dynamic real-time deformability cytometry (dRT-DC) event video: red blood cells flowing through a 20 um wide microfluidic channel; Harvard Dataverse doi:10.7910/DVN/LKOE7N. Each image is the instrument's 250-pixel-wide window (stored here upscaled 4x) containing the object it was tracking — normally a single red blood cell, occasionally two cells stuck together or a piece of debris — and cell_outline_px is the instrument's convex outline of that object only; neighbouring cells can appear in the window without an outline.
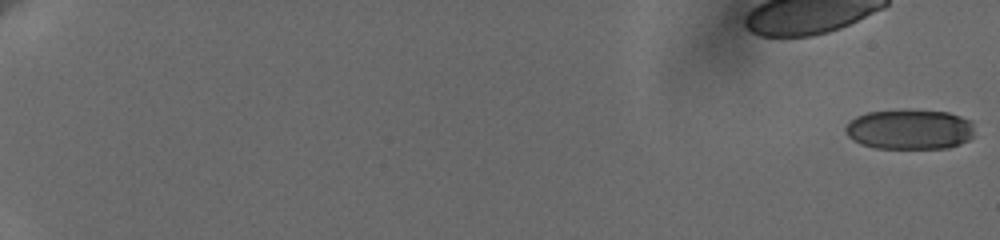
{"species": "human", "species_latin": "Homo sapiens", "temperature_condition": "cold", "stored_images_in_passage": 61, "camera_frame_rate_fps": 3000, "um_per_image_px": 0.085, "donor": {"sex": "female"}, "frame": {"image": 1, "passage_image": 1, "time_ms": 0.0, "image_size_px": [1000, 240], "cell_outline_px": [[972, 136], [968, 140], [960, 144], [948, 148], [876, 148], [860, 144], [852, 140], [848, 136], [844, 128], [856, 116], [868, 112], [948, 112], [972, 120]], "centroid_in_image_um": [77.32, 11.04], "position_along_channel_um": 7.7, "area_um2": 29.42}}
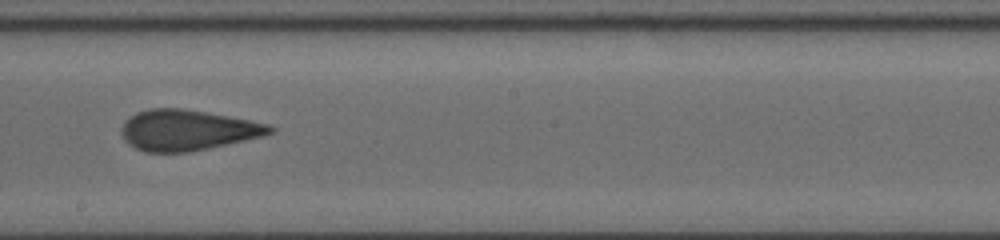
{"frame": {"image": 2, "passage_image": 39, "time_ms": 12.667, "image_size_px": [1000, 240], "cell_outline_px": [[276, 128], [272, 132], [264, 136], [208, 148], [188, 152], [144, 152], [128, 144], [124, 140], [120, 128], [136, 112], [148, 108], [180, 108], [204, 112], [248, 120], [268, 124]], "centroid_in_image_um": [15.91, 11.07], "position_along_channel_um": 232.3, "area_um2": 34.8}}
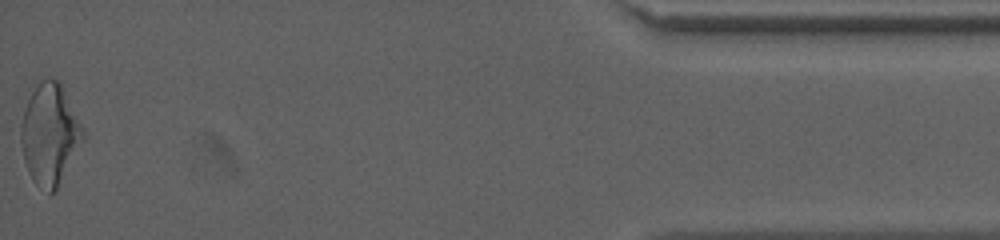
{"frame": {"image": 3, "passage_image": 61, "time_ms": 20.0, "image_size_px": [1000, 240], "cell_outline_px": [[84, 140], [56, 192], [48, 196], [32, 180], [28, 172], [24, 160], [20, 140], [20, 124], [24, 108], [32, 92], [48, 76], [56, 80], [64, 88], [84, 132]], "centroid_in_image_um": [4.22, 11.49], "position_along_channel_um": 431.0, "area_um2": 36.65}, "authors_computed_cell_mechanics": {"area_um2": 34.5066, "velocity_mm_per_s": 3.6426, "shape_relaxation_time_tau1_ms": 9.7472, "shape_relaxation_time_tau2_ms": 1.6701, "deformation_change_tau1": 0.2018, "deformation_change_tau2": 0.0898}}